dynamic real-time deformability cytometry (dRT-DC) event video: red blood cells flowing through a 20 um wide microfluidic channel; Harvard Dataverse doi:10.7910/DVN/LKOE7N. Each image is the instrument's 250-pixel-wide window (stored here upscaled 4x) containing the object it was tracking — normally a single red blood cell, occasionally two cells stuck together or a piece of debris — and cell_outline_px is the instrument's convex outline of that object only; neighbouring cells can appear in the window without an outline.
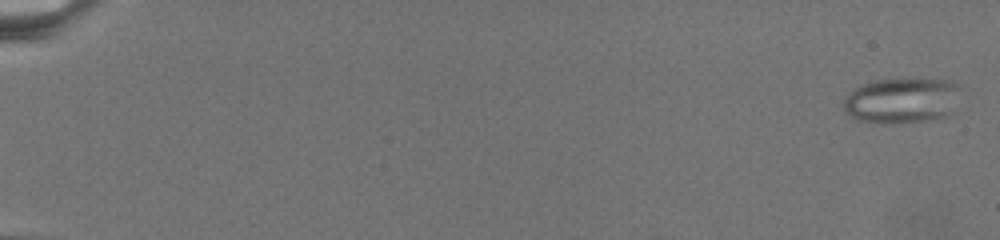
{"species": "common noctule bat (a hibernating species)", "species_latin": "Nyctalus noctula", "temperature_condition": "warm", "stored_images_in_passage": 53, "camera_frame_rate_fps": 3000, "um_per_image_px": 0.085, "animal": {"sex": "female", "body_mass_g": 19.5, "forearm_length_mm": 54.1}, "frame": {"image": 1, "passage_image": 1, "time_ms": 0.0, "image_size_px": [1000, 240], "cell_outline_px": [[960, 84], [948, 116], [924, 120], [892, 124], [856, 120], [844, 112], [844, 96], [856, 88], [864, 84], [876, 80], [952, 80]], "centroid_in_image_um": [76.59, 8.56], "position_along_channel_um": 8.4, "area_um2": 30.4}}
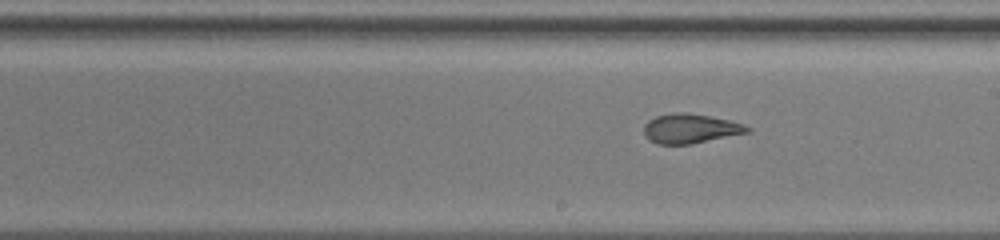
{"frame": {"image": 2, "passage_image": 33, "time_ms": 14.667, "image_size_px": [1000, 240], "cell_outline_px": [[752, 132], [692, 144], [656, 144], [648, 140], [644, 136], [644, 124], [648, 120], [656, 116], [672, 112], [688, 112], [728, 120], [744, 124], [752, 128]], "centroid_in_image_um": [58.68, 10.93], "position_along_channel_um": 230.3, "area_um2": 18.09}}
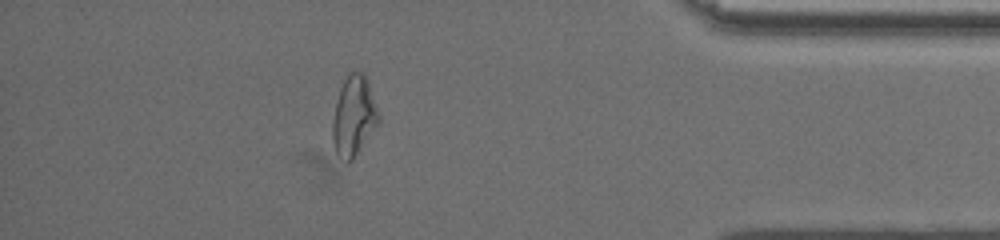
{"frame": {"image": 3, "passage_image": 48, "time_ms": 21.667, "image_size_px": [1000, 240], "cell_outline_px": [[380, 124], [352, 160], [348, 160], [336, 152], [332, 140], [332, 124], [336, 104], [340, 88], [348, 72], [364, 72], [368, 80], [380, 116]], "centroid_in_image_um": [30.11, 9.83], "position_along_channel_um": 405.1, "area_um2": 21.39}}